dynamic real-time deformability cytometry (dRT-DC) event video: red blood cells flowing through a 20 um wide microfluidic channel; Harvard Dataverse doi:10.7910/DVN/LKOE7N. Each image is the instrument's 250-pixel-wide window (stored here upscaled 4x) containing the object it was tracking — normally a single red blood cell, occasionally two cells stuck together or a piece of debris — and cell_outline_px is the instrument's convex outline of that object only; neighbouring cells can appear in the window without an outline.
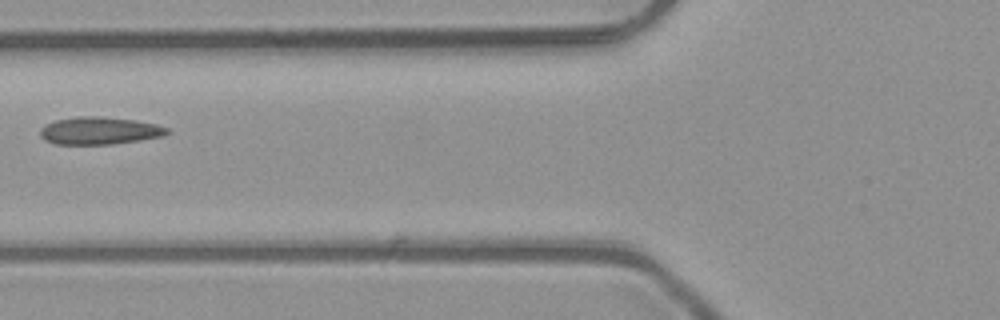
{"species": "common noctule bat (a hibernating species)", "species_latin": "Nyctalus noctula", "temperature_condition": "room temperature", "stored_images_in_passage": 6, "camera_frame_rate_fps": 3000, "um_per_image_px": 0.085, "animal": {"sex": "male", "body_mass_g": 23.1, "forearm_length_mm": 52.7}, "frame": {"image": 1, "passage_image": 6, "time_ms": 1.667, "image_size_px": [1000, 320], "cell_outline_px": [[172, 132], [164, 136], [140, 140], [112, 144], [56, 144], [44, 140], [40, 136], [40, 128], [44, 124], [56, 120], [76, 116], [100, 116], [136, 120], [156, 124], [168, 128]], "centroid_in_image_um": [8.46, 11.1], "position_along_channel_um": 117.3, "area_um2": 20.58}}